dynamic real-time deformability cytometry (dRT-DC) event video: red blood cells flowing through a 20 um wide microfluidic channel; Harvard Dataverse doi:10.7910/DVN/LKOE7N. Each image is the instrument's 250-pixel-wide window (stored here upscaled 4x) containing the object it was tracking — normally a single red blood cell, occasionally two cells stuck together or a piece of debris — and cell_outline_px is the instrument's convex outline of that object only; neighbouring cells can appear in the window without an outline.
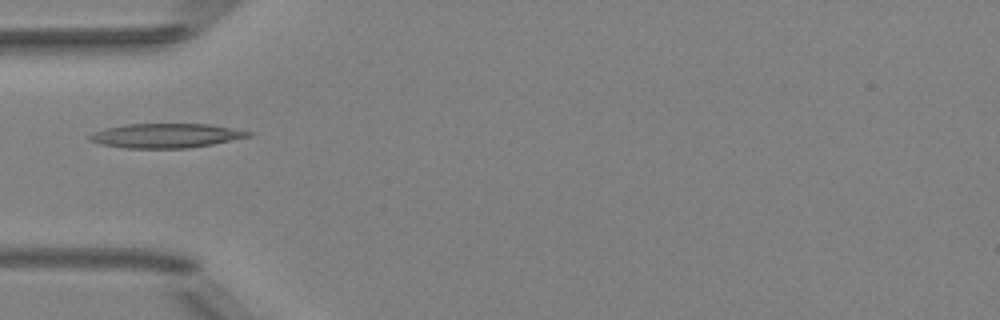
{"species": "Egyptian fruit bat (a non-hibernating species)", "species_latin": "Rousettus aegyptiacus", "temperature_condition": "room temperature", "stored_images_in_passage": 6, "camera_frame_rate_fps": 3000, "um_per_image_px": 0.085, "animal": {"sex": "female"}, "frame": {"image": 1, "passage_image": 5, "time_ms": 1.333, "image_size_px": [1000, 320], "cell_outline_px": [[252, 136], [212, 144], [188, 148], [124, 148], [100, 144], [88, 140], [88, 136], [92, 132], [124, 124], [208, 124], [252, 132]], "centroid_in_image_um": [14.06, 11.53], "position_along_channel_um": 70.9, "area_um2": 22.43}}
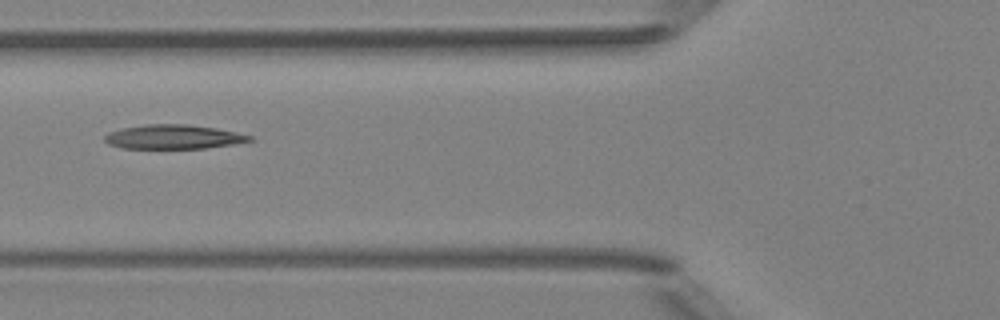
{"frame": {"image": 2, "passage_image": 6, "time_ms": 1.667, "image_size_px": [1000, 320], "cell_outline_px": [[256, 140], [232, 144], [204, 148], [120, 148], [108, 144], [104, 140], [104, 136], [108, 132], [124, 128], [148, 124], [188, 124], [216, 128], [236, 132], [252, 136]], "centroid_in_image_um": [14.74, 11.63], "position_along_channel_um": 111.1, "area_um2": 20.4}}